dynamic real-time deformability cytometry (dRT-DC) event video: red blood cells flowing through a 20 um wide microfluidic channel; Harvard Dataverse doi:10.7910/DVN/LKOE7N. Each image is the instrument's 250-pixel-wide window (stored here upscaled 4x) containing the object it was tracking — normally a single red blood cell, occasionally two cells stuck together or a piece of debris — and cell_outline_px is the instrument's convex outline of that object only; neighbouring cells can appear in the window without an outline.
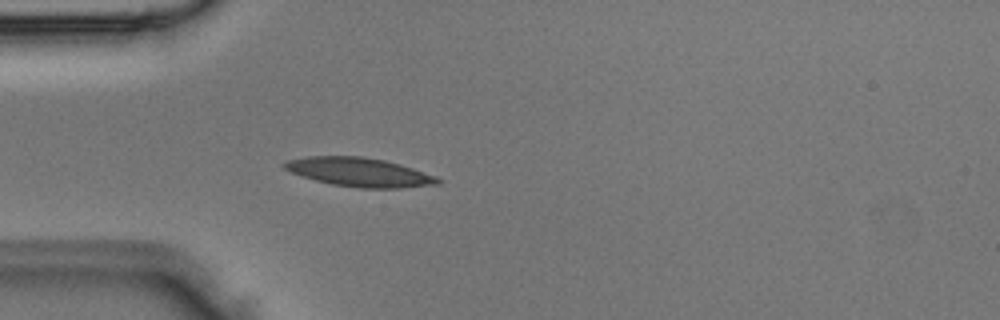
{"species": "Egyptian fruit bat (a non-hibernating species)", "species_latin": "Rousettus aegyptiacus", "temperature_condition": "room temperature", "stored_images_in_passage": 4, "camera_frame_rate_fps": 3000, "um_per_image_px": 0.085, "animal": {"sex": "male"}, "frame": {"image": 1, "passage_image": 4, "time_ms": 1.0, "image_size_px": [1000, 320], "cell_outline_px": [[444, 180], [440, 184], [400, 188], [360, 188], [332, 184], [316, 180], [292, 172], [284, 168], [280, 164], [284, 160], [308, 156], [364, 156], [384, 160], [400, 164], [436, 176]], "centroid_in_image_um": [30.56, 14.63], "position_along_channel_um": 54.4, "area_um2": 25.89}}